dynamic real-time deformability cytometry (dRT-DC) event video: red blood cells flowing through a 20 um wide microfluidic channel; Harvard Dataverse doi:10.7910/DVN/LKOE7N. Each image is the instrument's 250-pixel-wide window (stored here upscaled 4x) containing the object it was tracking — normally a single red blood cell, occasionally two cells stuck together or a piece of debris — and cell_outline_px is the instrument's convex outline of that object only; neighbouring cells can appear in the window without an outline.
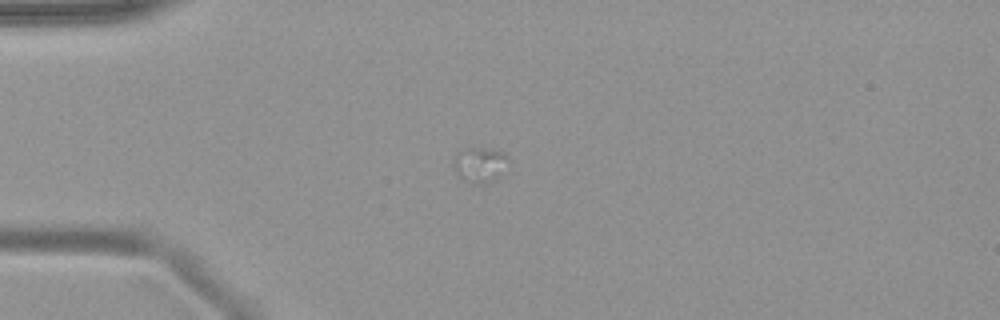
{"species": "common noctule bat (a hibernating species)", "species_latin": "Nyctalus noctula", "temperature_condition": "warm", "stored_images_in_passage": 14, "camera_frame_rate_fps": 3000, "um_per_image_px": 0.085, "animal": {"sex": "female", "body_mass_g": 19.9}, "frame": {"image": 1, "passage_image": 14, "time_ms": 4.333, "image_size_px": [1000, 320], "cell_outline_px": [[508, 160], [500, 176], [496, 180], [484, 184], [472, 184], [464, 180], [456, 172], [452, 164], [456, 156], [460, 152], [468, 148], [492, 148], [504, 152], [508, 156]], "centroid_in_image_um": [40.82, 14.01], "position_along_channel_um": 44.2, "area_um2": 11.27}}